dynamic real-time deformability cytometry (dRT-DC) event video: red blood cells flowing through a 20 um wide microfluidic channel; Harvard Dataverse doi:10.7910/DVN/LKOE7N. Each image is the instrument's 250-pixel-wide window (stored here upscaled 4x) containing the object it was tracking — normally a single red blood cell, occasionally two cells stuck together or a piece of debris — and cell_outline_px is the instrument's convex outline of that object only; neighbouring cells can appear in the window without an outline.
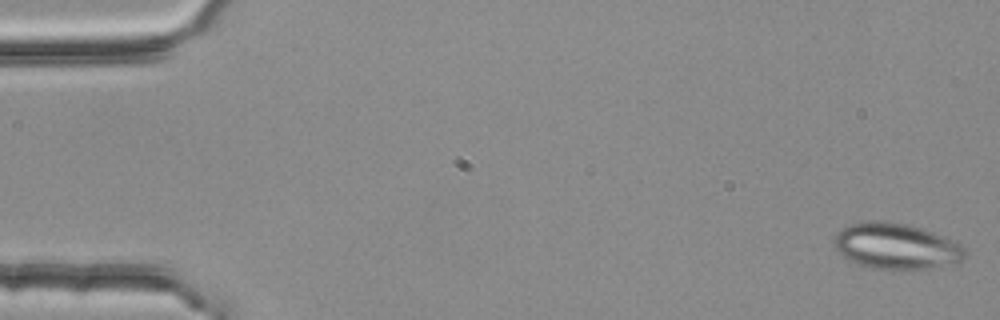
{"species": "common noctule bat (a hibernating species)", "species_latin": "Nyctalus noctula", "temperature_condition": "room temperature", "stored_images_in_passage": 53, "camera_frame_rate_fps": 3000, "um_per_image_px": 0.085, "animal": {"sex": "female", "body_mass_g": 25.1}, "frame": {"image": 1, "passage_image": 1, "time_ms": 0.0, "image_size_px": [1000, 320], "cell_outline_px": [[968, 252], [960, 260], [924, 268], [872, 268], [848, 260], [836, 248], [832, 240], [836, 232], [852, 224], [868, 220], [888, 220], [908, 224], [932, 232], [960, 244], [968, 248]], "centroid_in_image_um": [76.12, 20.88], "position_along_channel_um": 8.9, "area_um2": 34.39}}
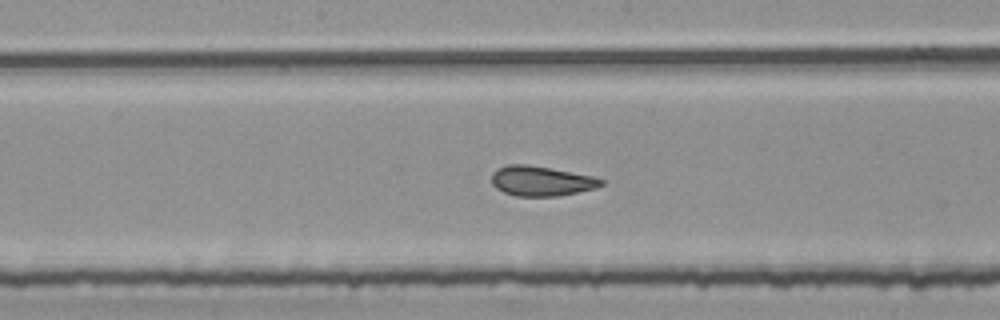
{"frame": {"image": 2, "passage_image": 28, "time_ms": 9.0, "image_size_px": [1000, 320], "cell_outline_px": [[604, 184], [596, 188], [560, 196], [516, 196], [504, 192], [496, 188], [492, 184], [492, 172], [496, 168], [508, 164], [528, 164], [592, 176], [604, 180]], "centroid_in_image_um": [45.98, 15.38], "position_along_channel_um": 202.2, "area_um2": 19.13}}
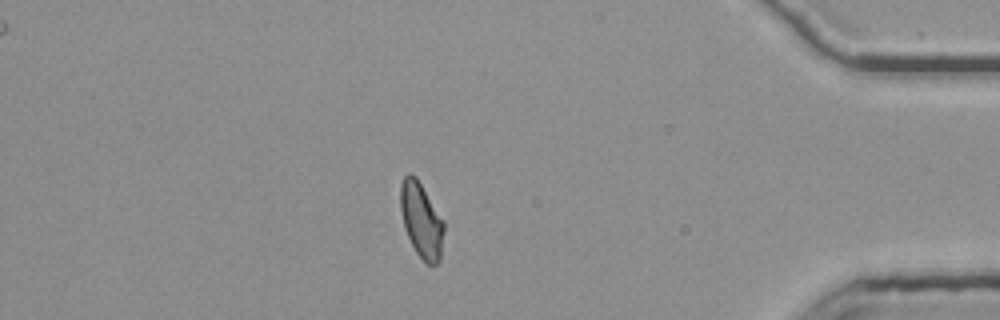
{"frame": {"image": 3, "passage_image": 47, "time_ms": 15.333, "image_size_px": [1000, 320], "cell_outline_px": [[444, 232], [440, 260], [436, 264], [428, 264], [416, 252], [404, 228], [400, 208], [400, 184], [404, 176], [408, 172], [412, 172], [416, 176], [444, 220]], "centroid_in_image_um": [35.81, 18.67], "position_along_channel_um": 399.4, "area_um2": 19.13}, "authors_computed_cell_mechanics": {"area_um2": 19.363, "velocity_mm_per_s": 3.7699, "shape_relaxation_time_tau1_ms": null, "shape_relaxation_time_tau2_ms": 1.2159, "deformation_change_tau1": null, "deformation_change_tau2": 0.0823}}